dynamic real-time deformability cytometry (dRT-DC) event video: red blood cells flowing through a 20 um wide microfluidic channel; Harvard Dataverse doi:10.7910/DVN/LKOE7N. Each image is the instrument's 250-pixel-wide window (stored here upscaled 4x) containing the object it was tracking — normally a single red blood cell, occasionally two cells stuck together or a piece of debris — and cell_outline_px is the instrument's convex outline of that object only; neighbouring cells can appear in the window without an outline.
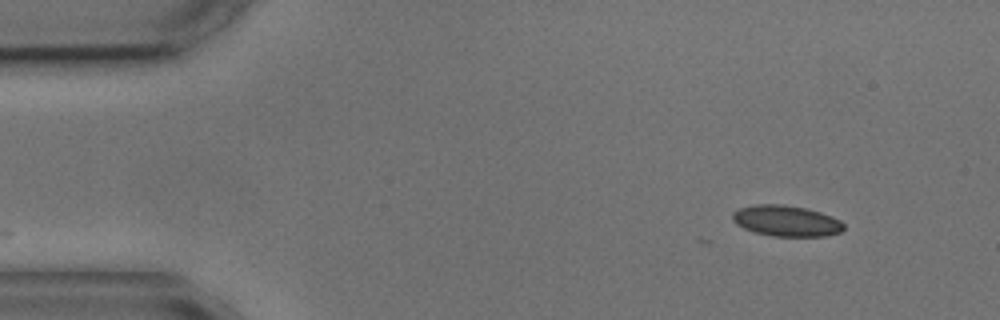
{"species": "common noctule bat (a hibernating species)", "species_latin": "Nyctalus noctula", "temperature_condition": "cold", "stored_images_in_passage": 2, "camera_frame_rate_fps": 3000, "um_per_image_px": 0.085, "animal": {"sex": "male", "body_mass_g": 17.9, "forearm_length_mm": 54.2}, "frame": {"image": 1, "passage_image": 2, "time_ms": 1.0, "image_size_px": [1000, 320], "cell_outline_px": [[844, 228], [840, 232], [824, 236], [772, 236], [756, 232], [744, 228], [736, 224], [732, 220], [732, 212], [740, 208], [752, 204], [784, 204], [808, 208], [832, 216], [840, 220], [844, 224]], "centroid_in_image_um": [66.83, 18.76], "position_along_channel_um": 18.2, "area_um2": 20.17}}